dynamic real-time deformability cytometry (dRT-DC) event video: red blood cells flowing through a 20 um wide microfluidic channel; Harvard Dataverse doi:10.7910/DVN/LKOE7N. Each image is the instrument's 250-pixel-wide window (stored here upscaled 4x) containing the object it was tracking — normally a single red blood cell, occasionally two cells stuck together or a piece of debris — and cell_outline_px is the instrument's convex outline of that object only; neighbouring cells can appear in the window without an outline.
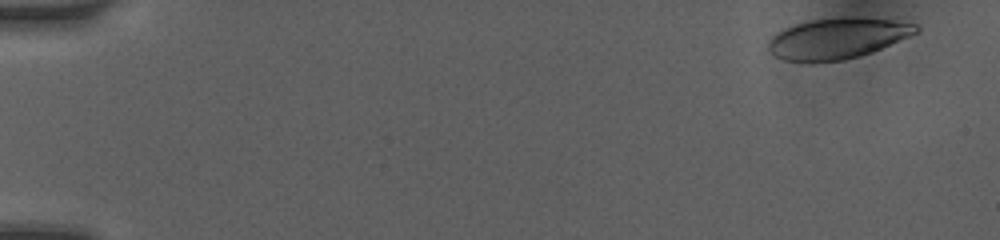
{"species": "human", "species_latin": "Homo sapiens", "temperature_condition": "room temperature", "stored_images_in_passage": 41, "camera_frame_rate_fps": 3000, "um_per_image_px": 0.085, "donor": {"sex": "female"}, "frame": {"image": 1, "passage_image": 1, "time_ms": 0.0, "image_size_px": [1000, 240], "cell_outline_px": [[920, 32], [872, 52], [860, 56], [844, 60], [784, 60], [768, 52], [768, 44], [772, 36], [776, 32], [784, 28], [808, 20], [844, 16], [892, 20], [916, 24], [920, 28]], "centroid_in_image_um": [71.21, 3.23], "position_along_channel_um": 13.8, "area_um2": 34.91}}
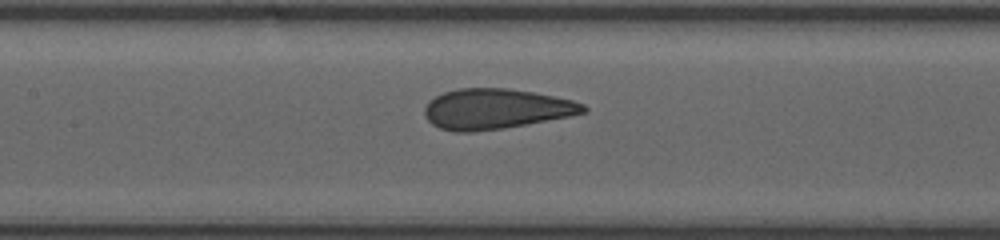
{"frame": {"image": 2, "passage_image": 18, "time_ms": 7.333, "image_size_px": [1000, 240], "cell_outline_px": [[588, 112], [572, 116], [504, 128], [472, 132], [456, 132], [440, 128], [432, 124], [424, 116], [424, 108], [428, 100], [444, 92], [460, 88], [508, 88], [532, 92], [572, 100], [584, 104], [588, 108]], "centroid_in_image_um": [42.15, 9.26], "position_along_channel_um": 165.3, "area_um2": 37.4}}
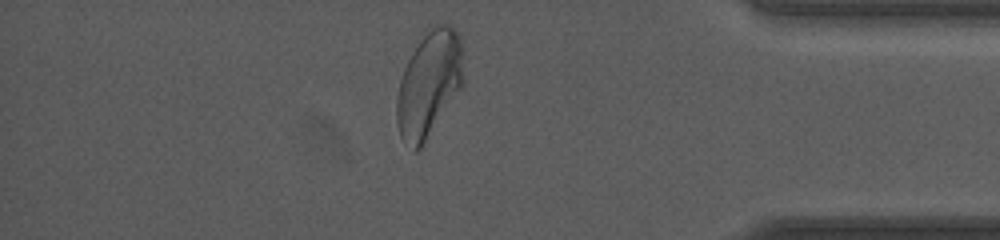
{"frame": {"image": 3, "passage_image": 38, "time_ms": 13.667, "image_size_px": [1000, 240], "cell_outline_px": [[460, 88], [420, 148], [416, 152], [412, 152], [400, 136], [396, 120], [396, 100], [400, 80], [404, 68], [412, 52], [428, 24], [444, 24], [452, 28], [460, 36]], "centroid_in_image_um": [36.38, 7.13], "position_along_channel_um": 398.8, "area_um2": 40.29}, "authors_computed_cell_mechanics": {"area_um2": 37.4544, "velocity_mm_per_s": 4.096, "shape_relaxation_time_tau1_ms": 5.6373, "shape_relaxation_time_tau2_ms": 0.7257, "deformation_change_tau1": 0.192, "deformation_change_tau2": 0.0727}}